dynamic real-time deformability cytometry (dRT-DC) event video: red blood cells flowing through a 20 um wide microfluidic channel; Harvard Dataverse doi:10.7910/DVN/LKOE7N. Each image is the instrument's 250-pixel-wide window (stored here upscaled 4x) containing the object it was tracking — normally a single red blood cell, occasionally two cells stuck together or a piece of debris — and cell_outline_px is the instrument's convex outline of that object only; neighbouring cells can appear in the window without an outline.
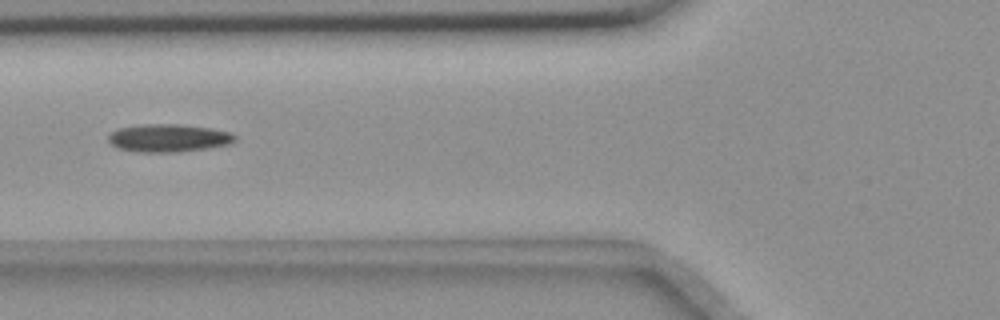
{"species": "common noctule bat (a hibernating species)", "species_latin": "Nyctalus noctula", "temperature_condition": "room temperature", "stored_images_in_passage": 43, "camera_frame_rate_fps": 3000, "um_per_image_px": 0.085, "animal": {"sex": "female", "body_mass_g": 18.4}, "frame": {"image": 1, "passage_image": 9, "time_ms": 2.667, "image_size_px": [1000, 320], "cell_outline_px": [[236, 140], [228, 144], [208, 148], [176, 152], [140, 152], [116, 148], [108, 140], [108, 136], [112, 132], [120, 128], [144, 124], [180, 124], [212, 128], [232, 132], [236, 136]], "centroid_in_image_um": [14.35, 11.73], "position_along_channel_um": 111.5, "area_um2": 20.58}}
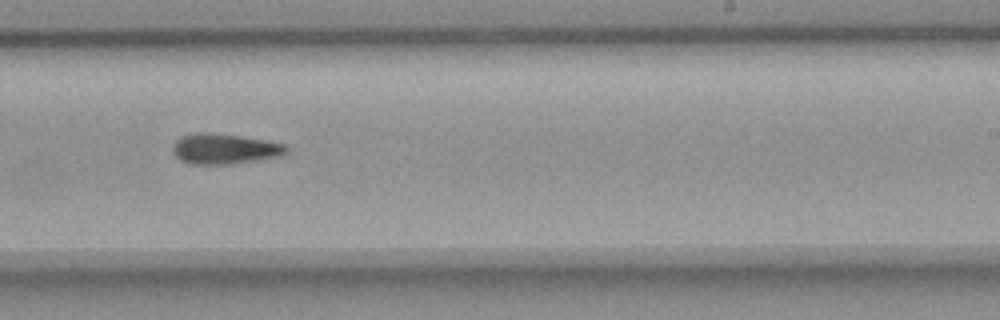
{"frame": {"image": 2, "passage_image": 22, "time_ms": 7.0, "image_size_px": [1000, 320], "cell_outline_px": [[288, 152], [284, 156], [260, 160], [232, 164], [188, 164], [180, 160], [172, 152], [172, 144], [180, 136], [196, 132], [208, 132], [240, 136], [264, 140], [284, 144], [288, 148]], "centroid_in_image_um": [19.07, 12.66], "position_along_channel_um": 269.9, "area_um2": 20.46}}
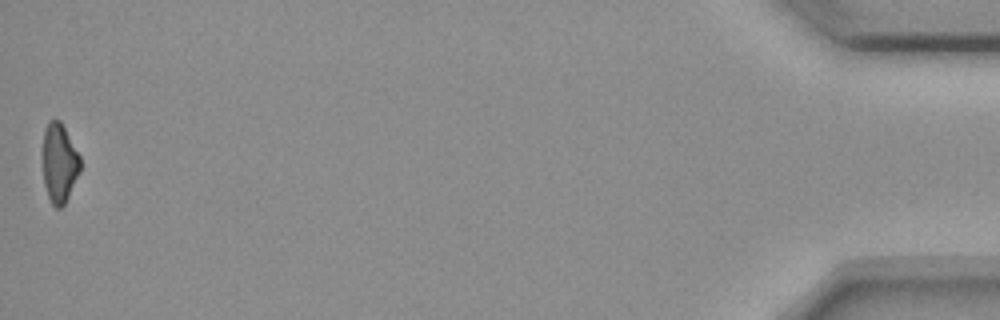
{"frame": {"image": 3, "passage_image": 43, "time_ms": 14.0, "image_size_px": [1000, 320], "cell_outline_px": [[80, 172], [64, 204], [60, 208], [56, 208], [52, 204], [48, 196], [44, 184], [44, 128], [48, 120], [60, 120], [80, 156]], "centroid_in_image_um": [5.05, 13.85], "position_along_channel_um": 430.1, "area_um2": 16.99}}